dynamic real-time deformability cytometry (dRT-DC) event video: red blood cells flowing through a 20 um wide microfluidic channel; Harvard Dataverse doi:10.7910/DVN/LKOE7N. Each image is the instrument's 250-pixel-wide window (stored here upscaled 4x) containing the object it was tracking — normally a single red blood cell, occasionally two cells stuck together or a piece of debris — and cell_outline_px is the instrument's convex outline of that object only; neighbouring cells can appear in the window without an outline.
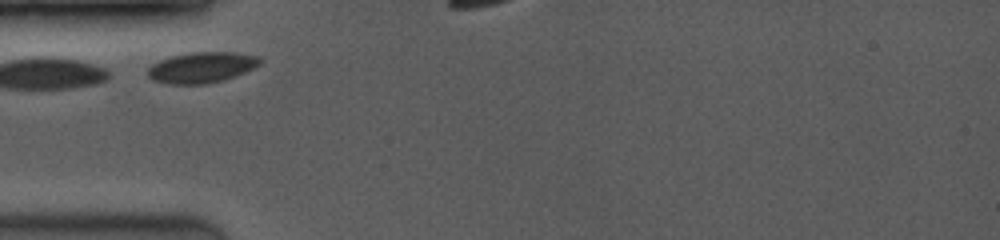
{"species": "common noctule bat (a hibernating species)", "species_latin": "Nyctalus noctula", "temperature_condition": "room temperature", "stored_images_in_passage": 3, "camera_frame_rate_fps": 3500, "um_per_image_px": 0.085, "animal": {"sex": "female", "body_mass_g": 19.0, "forearm_length_mm": 53.3}, "frame": {"image": 1, "passage_image": 1, "time_ms": 0.0, "image_size_px": [1000, 240], "cell_outline_px": [[264, 60], [260, 64], [236, 76], [224, 80], [208, 84], [168, 84], [152, 80], [148, 76], [148, 68], [152, 64], [160, 60], [172, 56], [192, 52], [232, 52], [260, 56]], "centroid_in_image_um": [17.16, 5.74], "position_along_channel_um": 67.8, "area_um2": 20.23}}